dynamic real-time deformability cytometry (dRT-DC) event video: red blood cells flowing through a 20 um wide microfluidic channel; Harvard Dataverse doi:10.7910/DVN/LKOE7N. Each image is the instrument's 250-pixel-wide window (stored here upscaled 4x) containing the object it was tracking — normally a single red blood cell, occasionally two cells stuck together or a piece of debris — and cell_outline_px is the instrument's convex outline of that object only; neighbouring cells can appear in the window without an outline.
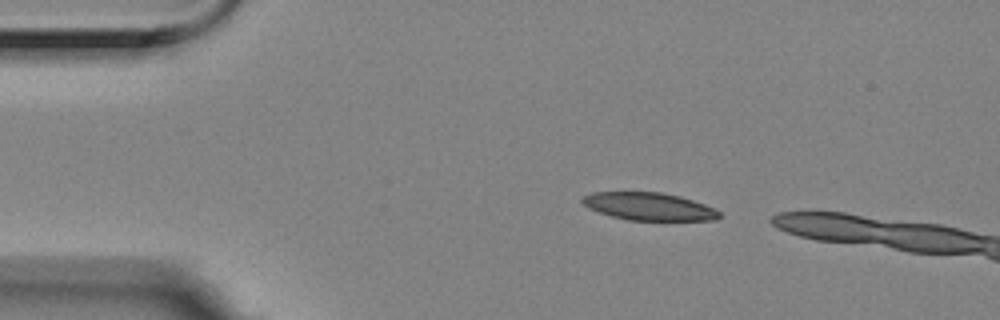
{"species": "Egyptian fruit bat (a non-hibernating species)", "species_latin": "Rousettus aegyptiacus", "temperature_condition": "room temperature", "stored_images_in_passage": 7, "camera_frame_rate_fps": 3000, "um_per_image_px": 0.085, "animal": {"sex": "female"}, "frame": {"image": 1, "passage_image": 1, "time_ms": 0.0, "image_size_px": [1000, 320], "cell_outline_px": [[720, 216], [712, 220], [628, 220], [612, 216], [588, 208], [580, 200], [584, 196], [592, 192], [660, 192], [680, 196], [716, 208], [720, 212]], "centroid_in_image_um": [55.16, 17.54], "position_along_channel_um": 29.8, "area_um2": 21.96}}